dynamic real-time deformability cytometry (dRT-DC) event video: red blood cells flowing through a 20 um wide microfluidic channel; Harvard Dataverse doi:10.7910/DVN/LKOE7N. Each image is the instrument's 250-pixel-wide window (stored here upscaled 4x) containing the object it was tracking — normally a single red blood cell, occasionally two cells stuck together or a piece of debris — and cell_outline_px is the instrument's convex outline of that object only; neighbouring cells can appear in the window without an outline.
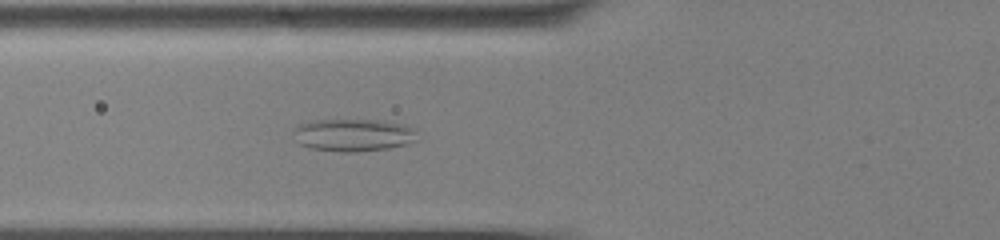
{"species": "common noctule bat (a hibernating species)", "species_latin": "Nyctalus noctula", "temperature_condition": "cold", "stored_images_in_passage": 58, "camera_frame_rate_fps": 3000, "um_per_image_px": 0.085, "animal": {"sex": "male", "body_mass_g": 13.0, "forearm_length_mm": 53.1}, "frame": {"image": 1, "passage_image": 23, "time_ms": 7.333, "image_size_px": [1000, 240], "cell_outline_px": [[420, 140], [388, 148], [352, 152], [344, 152], [312, 148], [300, 144], [296, 140], [296, 128], [300, 124], [308, 120], [380, 120], [400, 124], [416, 128]], "centroid_in_image_um": [30.1, 11.47], "position_along_channel_um": 95.7, "area_um2": 23.35}}
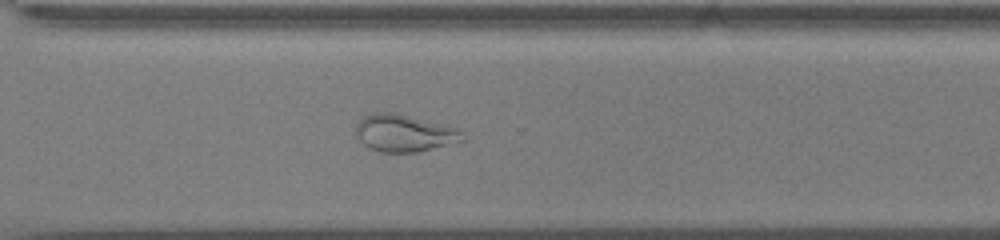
{"frame": {"image": 2, "passage_image": 43, "time_ms": 14.0, "image_size_px": [1000, 240], "cell_outline_px": [[468, 140], [416, 152], [380, 152], [368, 148], [356, 136], [356, 124], [364, 116], [376, 112], [392, 112], [460, 128]], "centroid_in_image_um": [34.4, 11.32], "position_along_channel_um": 336.2, "area_um2": 23.24}}
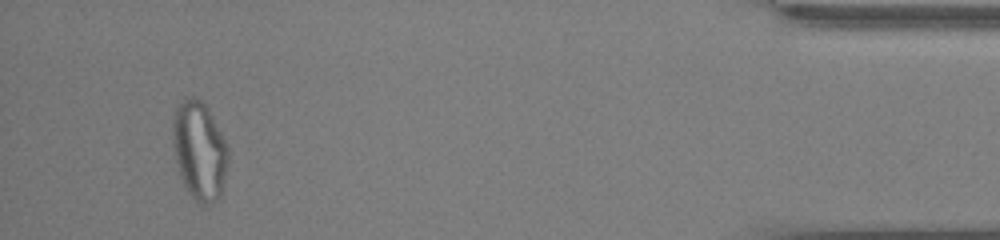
{"frame": {"image": 3, "passage_image": 55, "time_ms": 18.0, "image_size_px": [1000, 240], "cell_outline_px": [[228, 164], [220, 200], [208, 204], [200, 204], [188, 192], [180, 176], [176, 160], [172, 140], [172, 120], [176, 108], [184, 96], [192, 96], [200, 100], [208, 108], [228, 144]], "centroid_in_image_um": [16.96, 12.79], "position_along_channel_um": 418.2, "area_um2": 32.19}}